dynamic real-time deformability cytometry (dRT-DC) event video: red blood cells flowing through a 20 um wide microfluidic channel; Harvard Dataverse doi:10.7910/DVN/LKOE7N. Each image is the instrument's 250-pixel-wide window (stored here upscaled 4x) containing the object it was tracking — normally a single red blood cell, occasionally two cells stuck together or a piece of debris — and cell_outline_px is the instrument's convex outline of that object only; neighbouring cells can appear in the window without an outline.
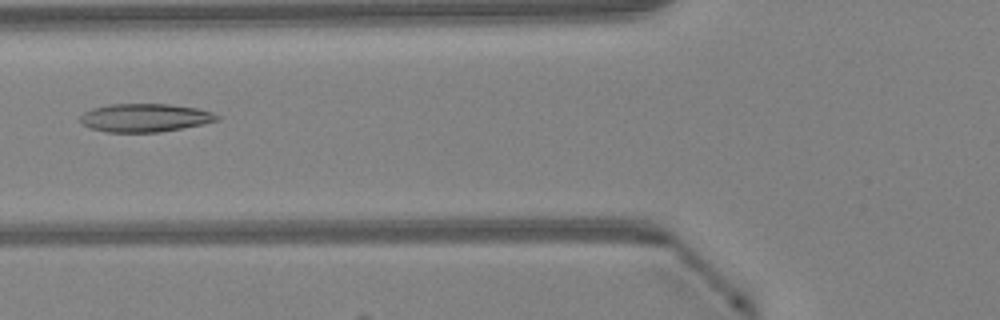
{"species": "Egyptian fruit bat (a non-hibernating species)", "species_latin": "Rousettus aegyptiacus", "temperature_condition": "warm", "stored_images_in_passage": 48, "camera_frame_rate_fps": 3000, "um_per_image_px": 0.085, "animal": {"sex": "female"}, "frame": {"image": 1, "passage_image": 19, "time_ms": 6.0, "image_size_px": [1000, 320], "cell_outline_px": [[220, 120], [160, 132], [108, 132], [92, 128], [84, 124], [80, 120], [80, 116], [84, 112], [92, 108], [112, 104], [168, 104], [196, 108], [212, 112], [220, 116]], "centroid_in_image_um": [12.32, 10.0], "position_along_channel_um": 113.5, "area_um2": 22.25}}
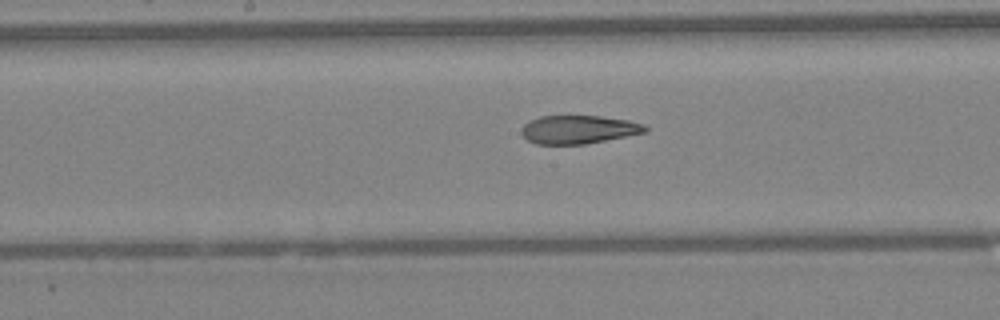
{"frame": {"image": 2, "passage_image": 25, "time_ms": 8.0, "image_size_px": [1000, 320], "cell_outline_px": [[648, 132], [584, 144], [536, 144], [528, 140], [520, 132], [520, 128], [528, 120], [540, 116], [600, 116], [628, 120], [644, 124], [648, 128]], "centroid_in_image_um": [49.16, 11.0], "position_along_channel_um": 199.0, "area_um2": 20.52}}
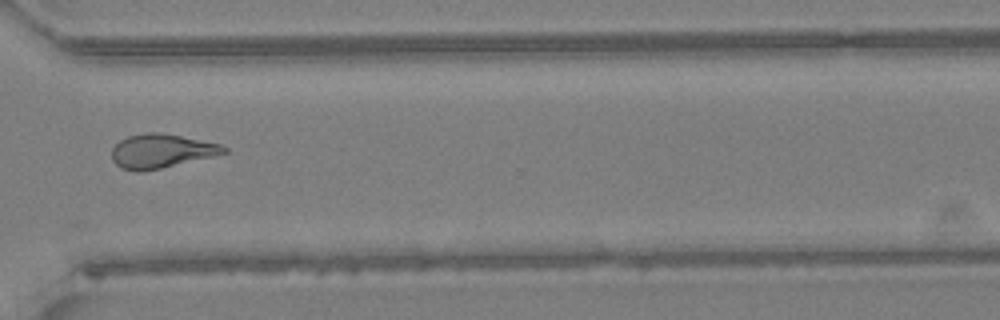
{"frame": {"image": 3, "passage_image": 36, "time_ms": 11.667, "image_size_px": [1000, 320], "cell_outline_px": [[228, 152], [212, 156], [160, 168], [140, 172], [136, 172], [120, 168], [112, 160], [112, 148], [120, 140], [128, 136], [148, 132], [160, 132], [220, 144], [228, 148]], "centroid_in_image_um": [13.67, 12.84], "position_along_channel_um": 356.9, "area_um2": 21.96}, "authors_computed_cell_mechanics": {"area_um2": 22.6287, "velocity_mm_per_s": 4.2983, "shape_relaxation_time_tau1_ms": null, "shape_relaxation_time_tau2_ms": 2.8355, "deformation_change_tau1": null, "deformation_change_tau2": 0.1099}}